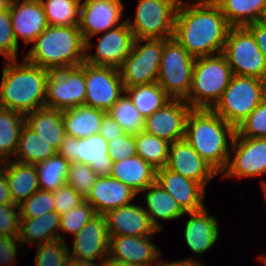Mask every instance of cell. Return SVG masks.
I'll list each match as a JSON object with an SVG mask.
<instances>
[{
	"label": "cell",
	"mask_w": 266,
	"mask_h": 266,
	"mask_svg": "<svg viewBox=\"0 0 266 266\" xmlns=\"http://www.w3.org/2000/svg\"><path fill=\"white\" fill-rule=\"evenodd\" d=\"M231 27L214 1H182L173 37L192 57L211 56L223 53Z\"/></svg>",
	"instance_id": "1"
},
{
	"label": "cell",
	"mask_w": 266,
	"mask_h": 266,
	"mask_svg": "<svg viewBox=\"0 0 266 266\" xmlns=\"http://www.w3.org/2000/svg\"><path fill=\"white\" fill-rule=\"evenodd\" d=\"M47 69L28 62L4 61L0 83V107L23 115L46 107Z\"/></svg>",
	"instance_id": "2"
},
{
	"label": "cell",
	"mask_w": 266,
	"mask_h": 266,
	"mask_svg": "<svg viewBox=\"0 0 266 266\" xmlns=\"http://www.w3.org/2000/svg\"><path fill=\"white\" fill-rule=\"evenodd\" d=\"M236 128L212 109H191L185 140L219 174L226 168Z\"/></svg>",
	"instance_id": "3"
},
{
	"label": "cell",
	"mask_w": 266,
	"mask_h": 266,
	"mask_svg": "<svg viewBox=\"0 0 266 266\" xmlns=\"http://www.w3.org/2000/svg\"><path fill=\"white\" fill-rule=\"evenodd\" d=\"M86 42L78 26H48L24 57L45 69L79 66L85 61Z\"/></svg>",
	"instance_id": "4"
},
{
	"label": "cell",
	"mask_w": 266,
	"mask_h": 266,
	"mask_svg": "<svg viewBox=\"0 0 266 266\" xmlns=\"http://www.w3.org/2000/svg\"><path fill=\"white\" fill-rule=\"evenodd\" d=\"M233 76L223 53L195 58L191 88L184 99L192 109H212Z\"/></svg>",
	"instance_id": "5"
},
{
	"label": "cell",
	"mask_w": 266,
	"mask_h": 266,
	"mask_svg": "<svg viewBox=\"0 0 266 266\" xmlns=\"http://www.w3.org/2000/svg\"><path fill=\"white\" fill-rule=\"evenodd\" d=\"M265 97V80L250 76L233 75L212 110L228 124L237 128Z\"/></svg>",
	"instance_id": "6"
},
{
	"label": "cell",
	"mask_w": 266,
	"mask_h": 266,
	"mask_svg": "<svg viewBox=\"0 0 266 266\" xmlns=\"http://www.w3.org/2000/svg\"><path fill=\"white\" fill-rule=\"evenodd\" d=\"M184 0H139L134 20L126 19L135 39H170L176 14Z\"/></svg>",
	"instance_id": "7"
},
{
	"label": "cell",
	"mask_w": 266,
	"mask_h": 266,
	"mask_svg": "<svg viewBox=\"0 0 266 266\" xmlns=\"http://www.w3.org/2000/svg\"><path fill=\"white\" fill-rule=\"evenodd\" d=\"M195 58L172 37L165 39L157 83L172 99H185L191 88Z\"/></svg>",
	"instance_id": "8"
},
{
	"label": "cell",
	"mask_w": 266,
	"mask_h": 266,
	"mask_svg": "<svg viewBox=\"0 0 266 266\" xmlns=\"http://www.w3.org/2000/svg\"><path fill=\"white\" fill-rule=\"evenodd\" d=\"M164 44L165 39L134 40L130 54L118 68L124 88L157 82Z\"/></svg>",
	"instance_id": "9"
},
{
	"label": "cell",
	"mask_w": 266,
	"mask_h": 266,
	"mask_svg": "<svg viewBox=\"0 0 266 266\" xmlns=\"http://www.w3.org/2000/svg\"><path fill=\"white\" fill-rule=\"evenodd\" d=\"M223 54L233 75L256 77L266 81V57L245 26L230 28Z\"/></svg>",
	"instance_id": "10"
},
{
	"label": "cell",
	"mask_w": 266,
	"mask_h": 266,
	"mask_svg": "<svg viewBox=\"0 0 266 266\" xmlns=\"http://www.w3.org/2000/svg\"><path fill=\"white\" fill-rule=\"evenodd\" d=\"M47 76L46 107L65 110L84 105L85 61L79 66L47 69Z\"/></svg>",
	"instance_id": "11"
},
{
	"label": "cell",
	"mask_w": 266,
	"mask_h": 266,
	"mask_svg": "<svg viewBox=\"0 0 266 266\" xmlns=\"http://www.w3.org/2000/svg\"><path fill=\"white\" fill-rule=\"evenodd\" d=\"M231 151L226 168L220 174L221 179L252 178L266 173V138H247L235 134Z\"/></svg>",
	"instance_id": "12"
},
{
	"label": "cell",
	"mask_w": 266,
	"mask_h": 266,
	"mask_svg": "<svg viewBox=\"0 0 266 266\" xmlns=\"http://www.w3.org/2000/svg\"><path fill=\"white\" fill-rule=\"evenodd\" d=\"M86 95L84 105L108 111L125 94L119 70L85 62Z\"/></svg>",
	"instance_id": "13"
},
{
	"label": "cell",
	"mask_w": 266,
	"mask_h": 266,
	"mask_svg": "<svg viewBox=\"0 0 266 266\" xmlns=\"http://www.w3.org/2000/svg\"><path fill=\"white\" fill-rule=\"evenodd\" d=\"M70 163L90 165L98 176H110L113 161L108 155V142L98 133L86 138L66 135L57 151Z\"/></svg>",
	"instance_id": "14"
},
{
	"label": "cell",
	"mask_w": 266,
	"mask_h": 266,
	"mask_svg": "<svg viewBox=\"0 0 266 266\" xmlns=\"http://www.w3.org/2000/svg\"><path fill=\"white\" fill-rule=\"evenodd\" d=\"M124 4L121 0H84L80 6L79 30L86 49H93L90 39L124 23ZM122 21V22H121Z\"/></svg>",
	"instance_id": "15"
},
{
	"label": "cell",
	"mask_w": 266,
	"mask_h": 266,
	"mask_svg": "<svg viewBox=\"0 0 266 266\" xmlns=\"http://www.w3.org/2000/svg\"><path fill=\"white\" fill-rule=\"evenodd\" d=\"M97 40L95 54H90V49H86L85 62L118 69L130 54L135 38L125 20L123 24L106 31Z\"/></svg>",
	"instance_id": "16"
},
{
	"label": "cell",
	"mask_w": 266,
	"mask_h": 266,
	"mask_svg": "<svg viewBox=\"0 0 266 266\" xmlns=\"http://www.w3.org/2000/svg\"><path fill=\"white\" fill-rule=\"evenodd\" d=\"M192 107L183 99H172L145 119L144 131L167 142L184 140L186 121Z\"/></svg>",
	"instance_id": "17"
},
{
	"label": "cell",
	"mask_w": 266,
	"mask_h": 266,
	"mask_svg": "<svg viewBox=\"0 0 266 266\" xmlns=\"http://www.w3.org/2000/svg\"><path fill=\"white\" fill-rule=\"evenodd\" d=\"M70 259L101 262L109 255V235L104 215L97 214L74 236Z\"/></svg>",
	"instance_id": "18"
},
{
	"label": "cell",
	"mask_w": 266,
	"mask_h": 266,
	"mask_svg": "<svg viewBox=\"0 0 266 266\" xmlns=\"http://www.w3.org/2000/svg\"><path fill=\"white\" fill-rule=\"evenodd\" d=\"M165 167L205 188L210 180L220 175L185 139L170 144Z\"/></svg>",
	"instance_id": "19"
},
{
	"label": "cell",
	"mask_w": 266,
	"mask_h": 266,
	"mask_svg": "<svg viewBox=\"0 0 266 266\" xmlns=\"http://www.w3.org/2000/svg\"><path fill=\"white\" fill-rule=\"evenodd\" d=\"M156 182L179 203L185 212H195L205 208L206 188L198 182L166 167L157 169Z\"/></svg>",
	"instance_id": "20"
},
{
	"label": "cell",
	"mask_w": 266,
	"mask_h": 266,
	"mask_svg": "<svg viewBox=\"0 0 266 266\" xmlns=\"http://www.w3.org/2000/svg\"><path fill=\"white\" fill-rule=\"evenodd\" d=\"M9 12L18 45L19 38L33 43L49 26L40 0H13Z\"/></svg>",
	"instance_id": "21"
},
{
	"label": "cell",
	"mask_w": 266,
	"mask_h": 266,
	"mask_svg": "<svg viewBox=\"0 0 266 266\" xmlns=\"http://www.w3.org/2000/svg\"><path fill=\"white\" fill-rule=\"evenodd\" d=\"M151 236H109V257L140 266H155L161 253Z\"/></svg>",
	"instance_id": "22"
},
{
	"label": "cell",
	"mask_w": 266,
	"mask_h": 266,
	"mask_svg": "<svg viewBox=\"0 0 266 266\" xmlns=\"http://www.w3.org/2000/svg\"><path fill=\"white\" fill-rule=\"evenodd\" d=\"M104 216L109 236H152L159 232L143 206L130 203L110 210Z\"/></svg>",
	"instance_id": "23"
},
{
	"label": "cell",
	"mask_w": 266,
	"mask_h": 266,
	"mask_svg": "<svg viewBox=\"0 0 266 266\" xmlns=\"http://www.w3.org/2000/svg\"><path fill=\"white\" fill-rule=\"evenodd\" d=\"M137 195L130 186L111 176H98L85 201L94 207L96 214L105 215L110 210L130 204Z\"/></svg>",
	"instance_id": "24"
},
{
	"label": "cell",
	"mask_w": 266,
	"mask_h": 266,
	"mask_svg": "<svg viewBox=\"0 0 266 266\" xmlns=\"http://www.w3.org/2000/svg\"><path fill=\"white\" fill-rule=\"evenodd\" d=\"M206 208L186 212L189 216L184 229V239L190 251L202 257L219 238V226L215 215H209Z\"/></svg>",
	"instance_id": "25"
},
{
	"label": "cell",
	"mask_w": 266,
	"mask_h": 266,
	"mask_svg": "<svg viewBox=\"0 0 266 266\" xmlns=\"http://www.w3.org/2000/svg\"><path fill=\"white\" fill-rule=\"evenodd\" d=\"M0 170L5 174L11 199L15 204L19 205L40 189L35 164L10 159L1 163Z\"/></svg>",
	"instance_id": "26"
},
{
	"label": "cell",
	"mask_w": 266,
	"mask_h": 266,
	"mask_svg": "<svg viewBox=\"0 0 266 266\" xmlns=\"http://www.w3.org/2000/svg\"><path fill=\"white\" fill-rule=\"evenodd\" d=\"M157 170L137 154L113 162L110 176L130 186L138 194L156 182Z\"/></svg>",
	"instance_id": "27"
},
{
	"label": "cell",
	"mask_w": 266,
	"mask_h": 266,
	"mask_svg": "<svg viewBox=\"0 0 266 266\" xmlns=\"http://www.w3.org/2000/svg\"><path fill=\"white\" fill-rule=\"evenodd\" d=\"M145 191H147L144 199L146 205L143 208L157 231L162 230L159 220H177L186 214L179 203L157 182L149 185L142 192Z\"/></svg>",
	"instance_id": "28"
},
{
	"label": "cell",
	"mask_w": 266,
	"mask_h": 266,
	"mask_svg": "<svg viewBox=\"0 0 266 266\" xmlns=\"http://www.w3.org/2000/svg\"><path fill=\"white\" fill-rule=\"evenodd\" d=\"M60 216L55 212L45 213L42 216L32 219H21L18 238L22 244L34 245L37 240V246L49 242L62 240L65 238L60 234Z\"/></svg>",
	"instance_id": "29"
},
{
	"label": "cell",
	"mask_w": 266,
	"mask_h": 266,
	"mask_svg": "<svg viewBox=\"0 0 266 266\" xmlns=\"http://www.w3.org/2000/svg\"><path fill=\"white\" fill-rule=\"evenodd\" d=\"M25 124L58 151L66 136L62 110L43 107L24 115Z\"/></svg>",
	"instance_id": "30"
},
{
	"label": "cell",
	"mask_w": 266,
	"mask_h": 266,
	"mask_svg": "<svg viewBox=\"0 0 266 266\" xmlns=\"http://www.w3.org/2000/svg\"><path fill=\"white\" fill-rule=\"evenodd\" d=\"M106 111L86 105L62 110L66 135L86 138L100 132L101 122Z\"/></svg>",
	"instance_id": "31"
},
{
	"label": "cell",
	"mask_w": 266,
	"mask_h": 266,
	"mask_svg": "<svg viewBox=\"0 0 266 266\" xmlns=\"http://www.w3.org/2000/svg\"><path fill=\"white\" fill-rule=\"evenodd\" d=\"M57 151L26 124L22 127L14 161L37 164L55 155Z\"/></svg>",
	"instance_id": "32"
},
{
	"label": "cell",
	"mask_w": 266,
	"mask_h": 266,
	"mask_svg": "<svg viewBox=\"0 0 266 266\" xmlns=\"http://www.w3.org/2000/svg\"><path fill=\"white\" fill-rule=\"evenodd\" d=\"M25 124L24 115L0 107V161L10 160L16 153L22 127Z\"/></svg>",
	"instance_id": "33"
},
{
	"label": "cell",
	"mask_w": 266,
	"mask_h": 266,
	"mask_svg": "<svg viewBox=\"0 0 266 266\" xmlns=\"http://www.w3.org/2000/svg\"><path fill=\"white\" fill-rule=\"evenodd\" d=\"M125 94L144 119L172 100L157 82L125 88Z\"/></svg>",
	"instance_id": "34"
},
{
	"label": "cell",
	"mask_w": 266,
	"mask_h": 266,
	"mask_svg": "<svg viewBox=\"0 0 266 266\" xmlns=\"http://www.w3.org/2000/svg\"><path fill=\"white\" fill-rule=\"evenodd\" d=\"M232 27L256 22L266 0H214Z\"/></svg>",
	"instance_id": "35"
},
{
	"label": "cell",
	"mask_w": 266,
	"mask_h": 266,
	"mask_svg": "<svg viewBox=\"0 0 266 266\" xmlns=\"http://www.w3.org/2000/svg\"><path fill=\"white\" fill-rule=\"evenodd\" d=\"M69 165L70 162L58 153L35 164L39 188L48 192L56 191L66 183Z\"/></svg>",
	"instance_id": "36"
},
{
	"label": "cell",
	"mask_w": 266,
	"mask_h": 266,
	"mask_svg": "<svg viewBox=\"0 0 266 266\" xmlns=\"http://www.w3.org/2000/svg\"><path fill=\"white\" fill-rule=\"evenodd\" d=\"M136 153L156 170L167 164L170 143L145 131L135 135Z\"/></svg>",
	"instance_id": "37"
},
{
	"label": "cell",
	"mask_w": 266,
	"mask_h": 266,
	"mask_svg": "<svg viewBox=\"0 0 266 266\" xmlns=\"http://www.w3.org/2000/svg\"><path fill=\"white\" fill-rule=\"evenodd\" d=\"M48 25L78 26L81 0H40Z\"/></svg>",
	"instance_id": "38"
},
{
	"label": "cell",
	"mask_w": 266,
	"mask_h": 266,
	"mask_svg": "<svg viewBox=\"0 0 266 266\" xmlns=\"http://www.w3.org/2000/svg\"><path fill=\"white\" fill-rule=\"evenodd\" d=\"M107 114L121 125L124 133L137 135L144 131L145 119L127 94H123Z\"/></svg>",
	"instance_id": "39"
},
{
	"label": "cell",
	"mask_w": 266,
	"mask_h": 266,
	"mask_svg": "<svg viewBox=\"0 0 266 266\" xmlns=\"http://www.w3.org/2000/svg\"><path fill=\"white\" fill-rule=\"evenodd\" d=\"M66 245L62 240L38 245L35 266H67L70 248Z\"/></svg>",
	"instance_id": "40"
},
{
	"label": "cell",
	"mask_w": 266,
	"mask_h": 266,
	"mask_svg": "<svg viewBox=\"0 0 266 266\" xmlns=\"http://www.w3.org/2000/svg\"><path fill=\"white\" fill-rule=\"evenodd\" d=\"M18 206L21 219H32L55 211L53 192L39 189Z\"/></svg>",
	"instance_id": "41"
},
{
	"label": "cell",
	"mask_w": 266,
	"mask_h": 266,
	"mask_svg": "<svg viewBox=\"0 0 266 266\" xmlns=\"http://www.w3.org/2000/svg\"><path fill=\"white\" fill-rule=\"evenodd\" d=\"M236 134L247 138H266V97L238 125Z\"/></svg>",
	"instance_id": "42"
},
{
	"label": "cell",
	"mask_w": 266,
	"mask_h": 266,
	"mask_svg": "<svg viewBox=\"0 0 266 266\" xmlns=\"http://www.w3.org/2000/svg\"><path fill=\"white\" fill-rule=\"evenodd\" d=\"M96 215L94 207L85 201L60 217V230L75 236Z\"/></svg>",
	"instance_id": "43"
},
{
	"label": "cell",
	"mask_w": 266,
	"mask_h": 266,
	"mask_svg": "<svg viewBox=\"0 0 266 266\" xmlns=\"http://www.w3.org/2000/svg\"><path fill=\"white\" fill-rule=\"evenodd\" d=\"M98 175L90 165L73 162L69 165L66 183L72 186L84 198L90 193Z\"/></svg>",
	"instance_id": "44"
},
{
	"label": "cell",
	"mask_w": 266,
	"mask_h": 266,
	"mask_svg": "<svg viewBox=\"0 0 266 266\" xmlns=\"http://www.w3.org/2000/svg\"><path fill=\"white\" fill-rule=\"evenodd\" d=\"M19 45L14 36L9 9L0 10V55L5 61L18 59Z\"/></svg>",
	"instance_id": "45"
},
{
	"label": "cell",
	"mask_w": 266,
	"mask_h": 266,
	"mask_svg": "<svg viewBox=\"0 0 266 266\" xmlns=\"http://www.w3.org/2000/svg\"><path fill=\"white\" fill-rule=\"evenodd\" d=\"M53 199L55 212L60 217L85 202V198L67 183L53 192Z\"/></svg>",
	"instance_id": "46"
},
{
	"label": "cell",
	"mask_w": 266,
	"mask_h": 266,
	"mask_svg": "<svg viewBox=\"0 0 266 266\" xmlns=\"http://www.w3.org/2000/svg\"><path fill=\"white\" fill-rule=\"evenodd\" d=\"M19 206L15 203L0 205V235L18 236L20 230Z\"/></svg>",
	"instance_id": "47"
},
{
	"label": "cell",
	"mask_w": 266,
	"mask_h": 266,
	"mask_svg": "<svg viewBox=\"0 0 266 266\" xmlns=\"http://www.w3.org/2000/svg\"><path fill=\"white\" fill-rule=\"evenodd\" d=\"M135 135L124 133L108 142V155L113 162L136 155Z\"/></svg>",
	"instance_id": "48"
},
{
	"label": "cell",
	"mask_w": 266,
	"mask_h": 266,
	"mask_svg": "<svg viewBox=\"0 0 266 266\" xmlns=\"http://www.w3.org/2000/svg\"><path fill=\"white\" fill-rule=\"evenodd\" d=\"M22 246L18 236L10 237L0 235V265L12 266L17 258L18 246Z\"/></svg>",
	"instance_id": "49"
},
{
	"label": "cell",
	"mask_w": 266,
	"mask_h": 266,
	"mask_svg": "<svg viewBox=\"0 0 266 266\" xmlns=\"http://www.w3.org/2000/svg\"><path fill=\"white\" fill-rule=\"evenodd\" d=\"M99 134L107 141H111L118 136L124 134V131L121 125L111 118L108 114L104 116L101 122L100 132Z\"/></svg>",
	"instance_id": "50"
},
{
	"label": "cell",
	"mask_w": 266,
	"mask_h": 266,
	"mask_svg": "<svg viewBox=\"0 0 266 266\" xmlns=\"http://www.w3.org/2000/svg\"><path fill=\"white\" fill-rule=\"evenodd\" d=\"M245 27L252 33L260 51L266 57V27H263L256 22L250 23Z\"/></svg>",
	"instance_id": "51"
},
{
	"label": "cell",
	"mask_w": 266,
	"mask_h": 266,
	"mask_svg": "<svg viewBox=\"0 0 266 266\" xmlns=\"http://www.w3.org/2000/svg\"><path fill=\"white\" fill-rule=\"evenodd\" d=\"M13 203L5 174L0 170V205Z\"/></svg>",
	"instance_id": "52"
},
{
	"label": "cell",
	"mask_w": 266,
	"mask_h": 266,
	"mask_svg": "<svg viewBox=\"0 0 266 266\" xmlns=\"http://www.w3.org/2000/svg\"><path fill=\"white\" fill-rule=\"evenodd\" d=\"M155 266H204L203 263H201L199 260L197 261L196 258L189 257L187 259H183V260H177V261H158V263Z\"/></svg>",
	"instance_id": "53"
},
{
	"label": "cell",
	"mask_w": 266,
	"mask_h": 266,
	"mask_svg": "<svg viewBox=\"0 0 266 266\" xmlns=\"http://www.w3.org/2000/svg\"><path fill=\"white\" fill-rule=\"evenodd\" d=\"M100 266H140V265L131 264L128 262H120L108 256L100 262Z\"/></svg>",
	"instance_id": "54"
},
{
	"label": "cell",
	"mask_w": 266,
	"mask_h": 266,
	"mask_svg": "<svg viewBox=\"0 0 266 266\" xmlns=\"http://www.w3.org/2000/svg\"><path fill=\"white\" fill-rule=\"evenodd\" d=\"M98 263L94 261L76 260V259L69 258L67 266H100V262Z\"/></svg>",
	"instance_id": "55"
},
{
	"label": "cell",
	"mask_w": 266,
	"mask_h": 266,
	"mask_svg": "<svg viewBox=\"0 0 266 266\" xmlns=\"http://www.w3.org/2000/svg\"><path fill=\"white\" fill-rule=\"evenodd\" d=\"M256 23L263 27H266V4L261 10L260 15L258 16V19L256 20Z\"/></svg>",
	"instance_id": "56"
},
{
	"label": "cell",
	"mask_w": 266,
	"mask_h": 266,
	"mask_svg": "<svg viewBox=\"0 0 266 266\" xmlns=\"http://www.w3.org/2000/svg\"><path fill=\"white\" fill-rule=\"evenodd\" d=\"M13 0H0V10H7L10 8Z\"/></svg>",
	"instance_id": "57"
},
{
	"label": "cell",
	"mask_w": 266,
	"mask_h": 266,
	"mask_svg": "<svg viewBox=\"0 0 266 266\" xmlns=\"http://www.w3.org/2000/svg\"><path fill=\"white\" fill-rule=\"evenodd\" d=\"M262 188H263V191H264V198H265V201H266V181H262Z\"/></svg>",
	"instance_id": "58"
},
{
	"label": "cell",
	"mask_w": 266,
	"mask_h": 266,
	"mask_svg": "<svg viewBox=\"0 0 266 266\" xmlns=\"http://www.w3.org/2000/svg\"><path fill=\"white\" fill-rule=\"evenodd\" d=\"M262 263L266 264V255L260 257Z\"/></svg>",
	"instance_id": "59"
},
{
	"label": "cell",
	"mask_w": 266,
	"mask_h": 266,
	"mask_svg": "<svg viewBox=\"0 0 266 266\" xmlns=\"http://www.w3.org/2000/svg\"><path fill=\"white\" fill-rule=\"evenodd\" d=\"M194 1H214V0H193Z\"/></svg>",
	"instance_id": "60"
}]
</instances>
